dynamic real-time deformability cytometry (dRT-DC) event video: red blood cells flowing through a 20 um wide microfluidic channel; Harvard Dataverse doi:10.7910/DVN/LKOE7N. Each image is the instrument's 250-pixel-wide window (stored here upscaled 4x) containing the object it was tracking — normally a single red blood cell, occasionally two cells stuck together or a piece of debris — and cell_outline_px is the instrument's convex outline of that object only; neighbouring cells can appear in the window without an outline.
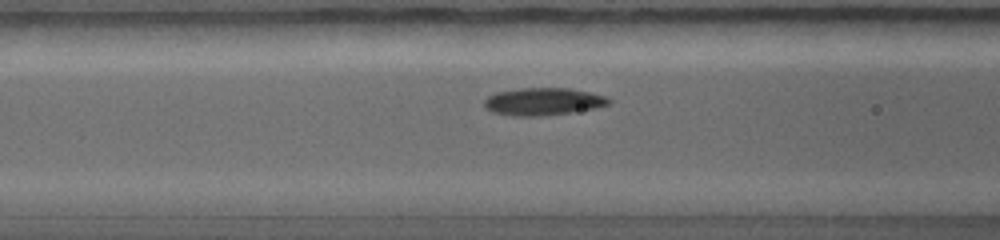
{"species": "common noctule bat (a hibernating species)", "species_latin": "Nyctalus noctula", "temperature_condition": "warm", "stored_images_in_passage": 10, "camera_frame_rate_fps": 5000, "um_per_image_px": 0.085, "animal": {"sex": "female", "body_mass_g": 19.0, "forearm_length_mm": 56.7}, "frame": {"image": 1, "passage_image": 7, "time_ms": 3.0, "image_size_px": [1000, 240], "cell_outline_px": [[612, 100], [608, 104], [592, 108], [572, 112], [540, 116], [512, 116], [492, 112], [484, 108], [484, 100], [488, 96], [496, 92], [520, 88], [568, 88], [588, 92], [604, 96]], "centroid_in_image_um": [46.1, 8.63], "position_along_channel_um": 120.5, "area_um2": 19.83}}
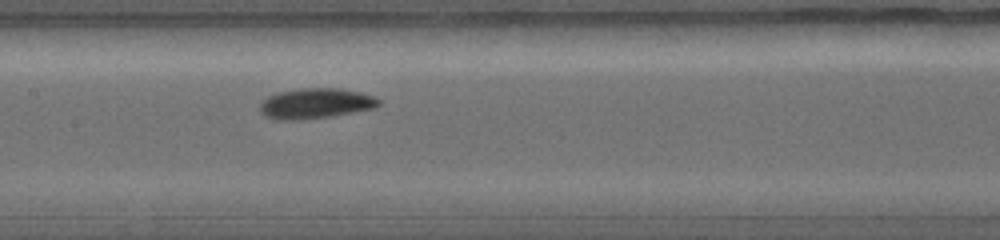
{"frame": {"image": 2, "passage_image": 9, "time_ms": 4.0, "image_size_px": [1000, 240], "cell_outline_px": [[380, 104], [372, 108], [328, 116], [292, 120], [280, 120], [264, 116], [260, 112], [260, 104], [268, 96], [280, 92], [300, 88], [340, 88], [360, 92], [372, 96], [380, 100]], "centroid_in_image_um": [26.78, 8.78], "position_along_channel_um": 180.6, "area_um2": 20.58}}
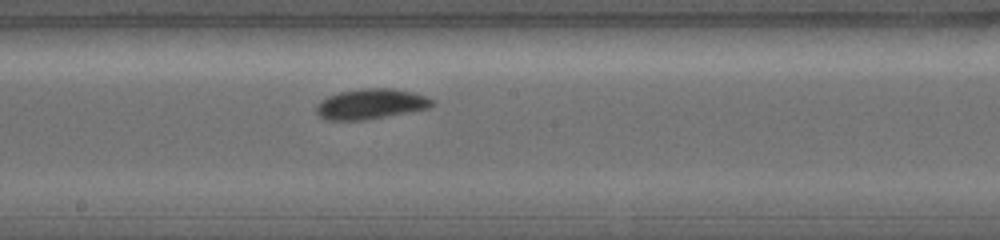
{"frame": {"image": 3, "passage_image": 10, "time_ms": 4.6, "image_size_px": [1000, 240], "cell_outline_px": [[436, 104], [428, 108], [364, 120], [324, 120], [316, 112], [316, 104], [320, 100], [328, 96], [340, 92], [368, 88], [392, 88], [416, 92], [436, 100]], "centroid_in_image_um": [31.54, 8.83], "position_along_channel_um": 216.7, "area_um2": 20.52}}